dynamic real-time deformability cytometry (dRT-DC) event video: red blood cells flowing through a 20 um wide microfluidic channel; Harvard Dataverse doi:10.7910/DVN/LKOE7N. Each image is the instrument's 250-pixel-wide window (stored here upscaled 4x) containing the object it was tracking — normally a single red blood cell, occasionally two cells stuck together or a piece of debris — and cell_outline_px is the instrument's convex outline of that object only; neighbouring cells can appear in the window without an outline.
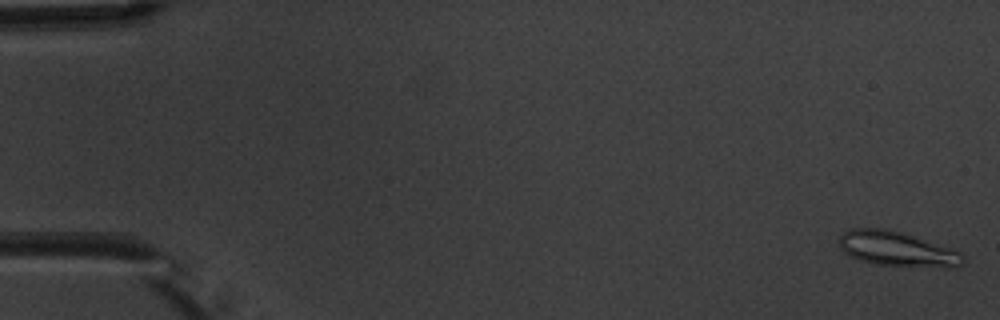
{"species": "common noctule bat (a hibernating species)", "species_latin": "Nyctalus noctula", "temperature_condition": "warm", "stored_images_in_passage": 4, "camera_frame_rate_fps": 3000, "um_per_image_px": 0.085, "animal": {"sex": "male", "body_mass_g": 20.1, "forearm_length_mm": 53.5}, "frame": {"image": 1, "passage_image": 1, "time_ms": 0.0, "image_size_px": [1000, 320], "cell_outline_px": [[964, 264], [956, 268], [952, 268], [876, 264], [860, 260], [844, 252], [840, 248], [840, 236], [844, 232], [852, 228], [884, 228], [904, 232], [952, 248], [960, 252], [964, 256]], "centroid_in_image_um": [76.31, 21.16], "position_along_channel_um": 8.7, "area_um2": 25.26}}